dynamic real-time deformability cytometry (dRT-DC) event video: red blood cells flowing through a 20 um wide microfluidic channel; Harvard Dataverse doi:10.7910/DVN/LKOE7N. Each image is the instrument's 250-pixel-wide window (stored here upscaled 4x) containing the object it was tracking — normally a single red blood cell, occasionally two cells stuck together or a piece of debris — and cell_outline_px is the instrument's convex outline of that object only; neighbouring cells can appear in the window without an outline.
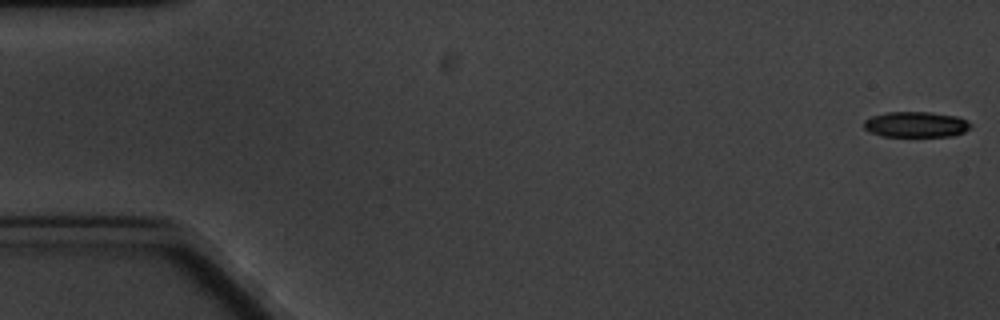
{"species": "common noctule bat (a hibernating species)", "species_latin": "Nyctalus noctula", "temperature_condition": "cold", "stored_images_in_passage": 6, "segment_of_instrument_passage": [1, 2], "camera_frame_rate_fps": 3000, "um_per_image_px": 0.085, "animal": {"sex": "male", "body_mass_g": 20.1, "forearm_length_mm": 53.5}, "frame": {"image": 1, "passage_image": 1, "time_ms": 0.0, "image_size_px": [1000, 320], "cell_outline_px": [[972, 124], [964, 132], [952, 136], [884, 136], [868, 132], [864, 128], [864, 120], [872, 116], [888, 112], [932, 112], [956, 116], [968, 120]], "centroid_in_image_um": [77.85, 10.57], "position_along_channel_um": 7.1, "area_um2": 15.95}}